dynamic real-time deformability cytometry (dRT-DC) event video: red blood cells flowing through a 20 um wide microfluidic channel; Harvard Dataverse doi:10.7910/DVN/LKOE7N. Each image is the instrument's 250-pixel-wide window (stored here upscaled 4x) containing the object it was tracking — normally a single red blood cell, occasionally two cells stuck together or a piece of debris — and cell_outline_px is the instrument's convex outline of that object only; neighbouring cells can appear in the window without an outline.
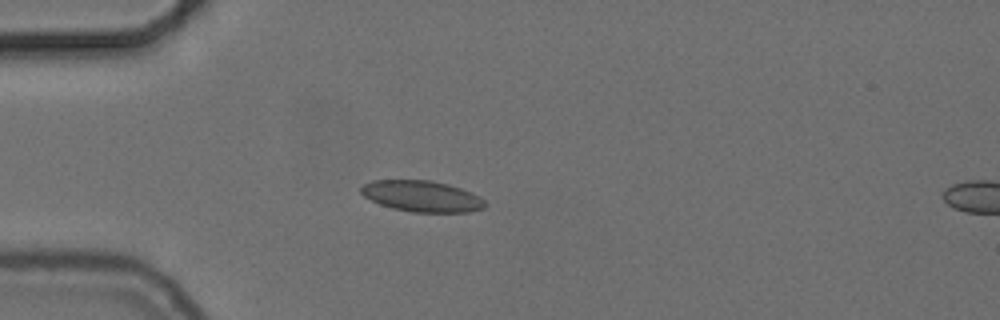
{"species": "common noctule bat (a hibernating species)", "species_latin": "Nyctalus noctula", "temperature_condition": "cold", "stored_images_in_passage": 9, "camera_frame_rate_fps": 3000, "um_per_image_px": 0.085, "animal": {"sex": "female", "body_mass_g": 24.6, "forearm_length_mm": 56.2}, "frame": {"image": 1, "passage_image": 1, "time_ms": 0.0, "image_size_px": [1000, 320], "cell_outline_px": [[488, 204], [484, 208], [468, 212], [412, 212], [392, 208], [380, 204], [364, 196], [360, 192], [360, 188], [364, 184], [372, 180], [432, 180], [448, 184], [472, 192], [480, 196]], "centroid_in_image_um": [35.88, 16.67], "position_along_channel_um": 49.1, "area_um2": 22.6}}
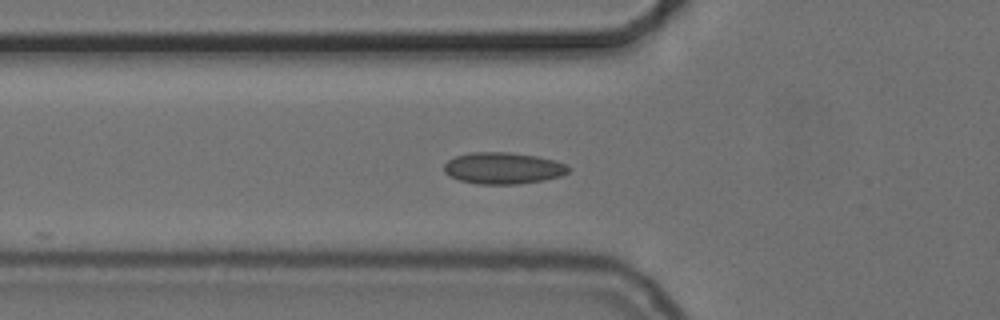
{"frame": {"image": 2, "passage_image": 5, "time_ms": 1.333, "image_size_px": [1000, 320], "cell_outline_px": [[572, 168], [568, 172], [560, 176], [544, 180], [516, 184], [476, 184], [460, 180], [448, 176], [444, 172], [444, 164], [448, 160], [456, 156], [472, 152], [508, 152], [536, 156], [568, 164]], "centroid_in_image_um": [42.76, 14.3], "position_along_channel_um": 83.0, "area_um2": 22.95}}